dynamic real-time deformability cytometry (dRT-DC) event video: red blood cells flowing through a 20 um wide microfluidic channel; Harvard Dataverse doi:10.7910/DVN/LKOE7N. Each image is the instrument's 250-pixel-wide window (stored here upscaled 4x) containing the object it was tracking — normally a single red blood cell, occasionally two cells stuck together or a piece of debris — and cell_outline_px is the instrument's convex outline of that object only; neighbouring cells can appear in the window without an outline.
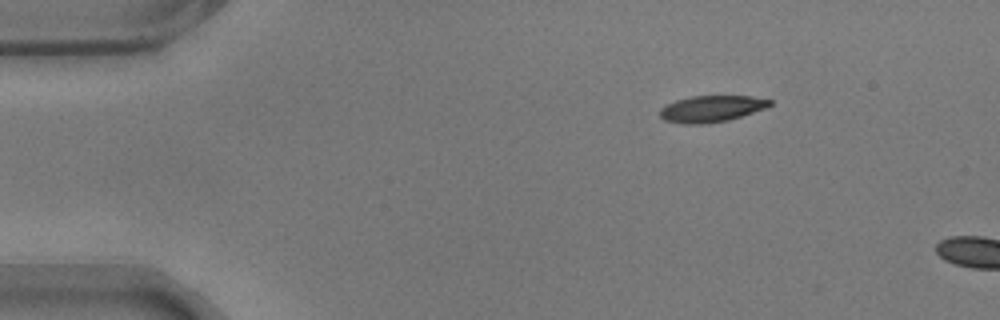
{"species": "common noctule bat (a hibernating species)", "species_latin": "Nyctalus noctula", "temperature_condition": "warm", "stored_images_in_passage": 4, "camera_frame_rate_fps": 3000, "um_per_image_px": 0.085, "animal": {"sex": "male", "body_mass_g": 17.9}, "frame": {"image": 1, "passage_image": 1, "time_ms": 0.0, "image_size_px": [1000, 320], "cell_outline_px": [[772, 104], [764, 108], [728, 120], [708, 124], [684, 124], [664, 120], [660, 116], [660, 108], [676, 100], [692, 96], [752, 96], [772, 100]], "centroid_in_image_um": [60.45, 9.25], "position_along_channel_um": 24.6, "area_um2": 16.82}}